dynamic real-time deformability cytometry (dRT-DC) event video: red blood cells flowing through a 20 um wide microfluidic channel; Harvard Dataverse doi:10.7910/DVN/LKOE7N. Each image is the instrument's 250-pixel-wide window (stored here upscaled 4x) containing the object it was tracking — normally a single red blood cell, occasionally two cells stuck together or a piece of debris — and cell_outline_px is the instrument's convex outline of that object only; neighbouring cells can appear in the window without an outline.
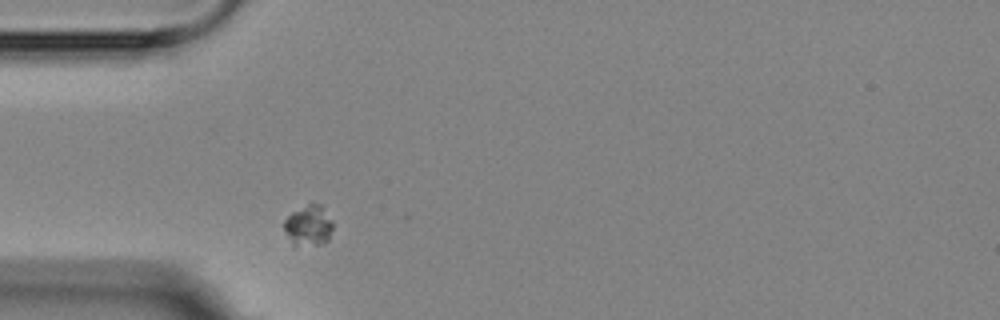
{"species": "Egyptian fruit bat (a non-hibernating species)", "species_latin": "Rousettus aegyptiacus", "temperature_condition": "room temperature", "stored_images_in_passage": 1, "camera_frame_rate_fps": 3000, "um_per_image_px": 0.085, "animal": {"sex": "female"}, "frame": {"image": 1, "passage_image": 1, "time_ms": 0.0, "image_size_px": [1000, 320], "cell_outline_px": [[332, 228], [328, 240], [320, 244], [292, 244], [284, 228], [284, 220], [292, 212], [308, 204], [320, 204], [332, 220]], "centroid_in_image_um": [26.23, 19.15], "position_along_channel_um": 58.8, "area_um2": 11.16}}